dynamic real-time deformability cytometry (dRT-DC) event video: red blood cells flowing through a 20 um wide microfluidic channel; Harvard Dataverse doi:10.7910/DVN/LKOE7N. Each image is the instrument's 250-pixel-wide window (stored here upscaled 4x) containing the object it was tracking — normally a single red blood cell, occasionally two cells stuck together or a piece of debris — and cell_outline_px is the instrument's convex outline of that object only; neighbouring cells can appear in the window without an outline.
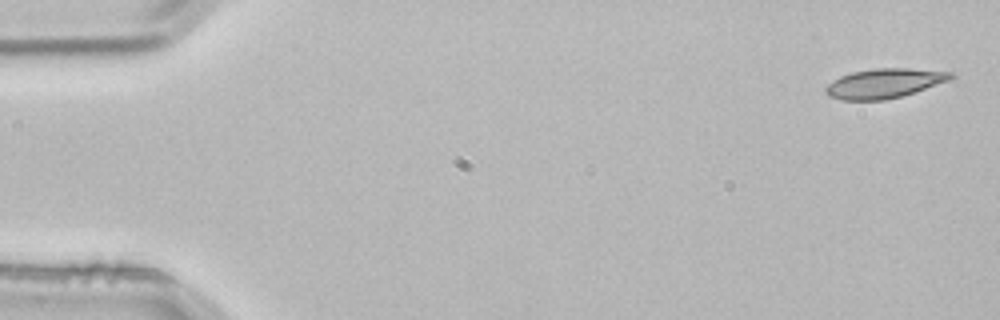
{"species": "common noctule bat (a hibernating species)", "species_latin": "Nyctalus noctula", "temperature_condition": "room temperature", "stored_images_in_passage": 4, "camera_frame_rate_fps": 3000, "um_per_image_px": 0.085, "animal": {"sex": "male", "body_mass_g": 21.5, "forearm_length_mm": 52.0}, "frame": {"image": 1, "passage_image": 1, "time_ms": 0.0, "image_size_px": [1000, 320], "cell_outline_px": [[956, 76], [948, 80], [900, 96], [884, 100], [840, 100], [828, 96], [824, 92], [824, 88], [832, 80], [840, 76], [852, 72], [876, 68], [908, 68], [956, 72]], "centroid_in_image_um": [75.12, 7.07], "position_along_channel_um": 9.9, "area_um2": 21.44}}
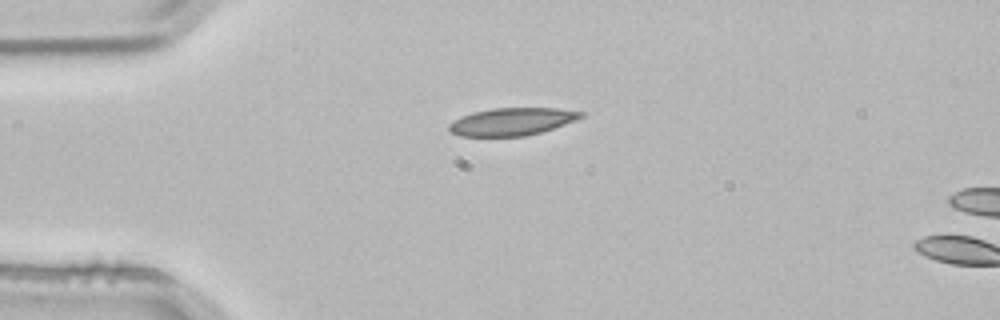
{"frame": {"image": 2, "passage_image": 3, "time_ms": 0.667, "image_size_px": [1000, 320], "cell_outline_px": [[584, 116], [564, 124], [540, 132], [524, 136], [460, 136], [448, 132], [448, 124], [460, 116], [472, 112], [492, 108], [556, 108], [584, 112]], "centroid_in_image_um": [43.44, 10.33], "position_along_channel_um": 41.6, "area_um2": 21.15}}